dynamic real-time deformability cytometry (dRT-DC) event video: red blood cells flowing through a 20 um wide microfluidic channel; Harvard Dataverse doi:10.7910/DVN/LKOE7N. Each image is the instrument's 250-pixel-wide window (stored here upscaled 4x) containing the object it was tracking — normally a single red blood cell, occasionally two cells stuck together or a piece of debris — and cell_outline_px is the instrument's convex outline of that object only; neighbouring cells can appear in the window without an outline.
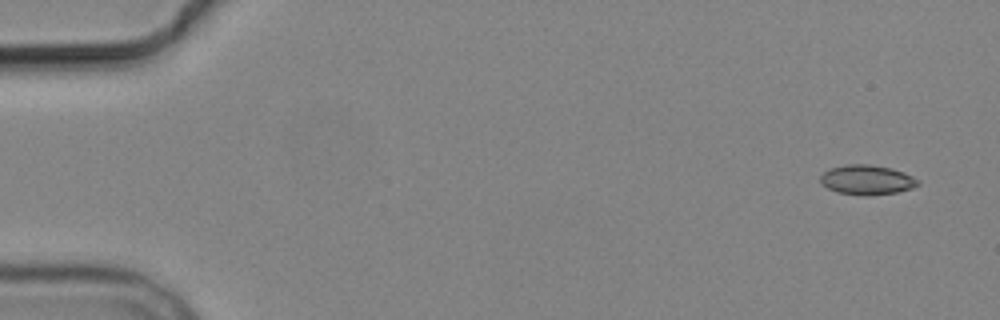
{"species": "common noctule bat (a hibernating species)", "species_latin": "Nyctalus noctula", "temperature_condition": "cold", "stored_images_in_passage": 5, "camera_frame_rate_fps": 3000, "um_per_image_px": 0.085, "animal": {"sex": "male", "body_mass_g": 19.2, "forearm_length_mm": 51.8}, "frame": {"image": 1, "passage_image": 1, "time_ms": 0.0, "image_size_px": [1000, 320], "cell_outline_px": [[920, 184], [912, 188], [896, 192], [868, 196], [864, 196], [836, 192], [820, 184], [820, 176], [828, 168], [848, 164], [868, 164], [892, 168], [904, 172], [920, 180]], "centroid_in_image_um": [73.68, 15.29], "position_along_channel_um": 11.3, "area_um2": 17.11}}
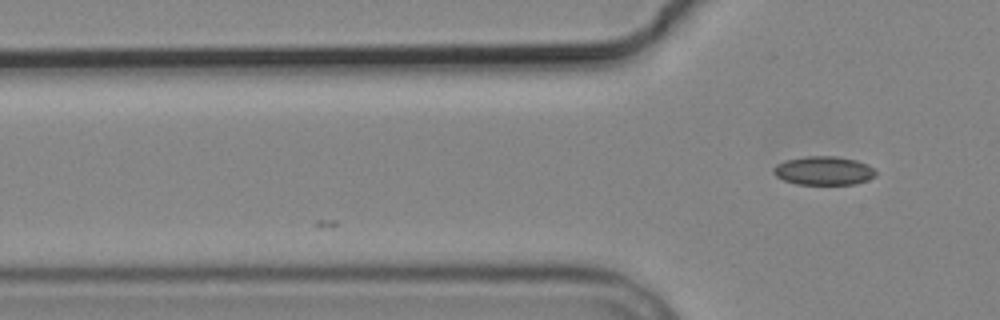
{"frame": {"image": 2, "passage_image": 5, "time_ms": 4.667, "image_size_px": [1000, 320], "cell_outline_px": [[876, 176], [868, 180], [856, 184], [796, 184], [784, 180], [776, 176], [772, 172], [772, 168], [776, 164], [784, 160], [808, 156], [836, 156], [856, 160], [868, 164], [876, 172]], "centroid_in_image_um": [70.0, 14.5], "position_along_channel_um": 55.8, "area_um2": 17.22}}